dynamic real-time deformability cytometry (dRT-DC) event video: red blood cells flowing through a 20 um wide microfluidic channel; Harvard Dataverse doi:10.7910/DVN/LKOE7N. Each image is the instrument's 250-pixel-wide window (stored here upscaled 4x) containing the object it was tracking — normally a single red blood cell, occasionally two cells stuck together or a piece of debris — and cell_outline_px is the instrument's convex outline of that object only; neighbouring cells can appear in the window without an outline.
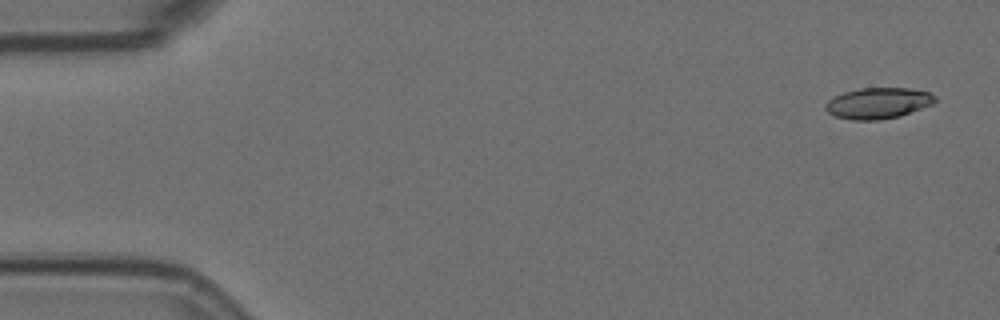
{"species": "Egyptian fruit bat (a non-hibernating species)", "species_latin": "Rousettus aegyptiacus", "temperature_condition": "room temperature", "stored_images_in_passage": 4, "camera_frame_rate_fps": 3000, "um_per_image_px": 0.085, "animal": {"sex": "female"}, "frame": {"image": 1, "passage_image": 1, "time_ms": 0.0, "image_size_px": [1000, 320], "cell_outline_px": [[936, 100], [932, 104], [900, 116], [880, 120], [852, 120], [836, 116], [828, 112], [824, 108], [824, 104], [828, 100], [844, 92], [860, 88], [908, 88], [928, 92], [936, 96]], "centroid_in_image_um": [74.63, 8.77], "position_along_channel_um": 10.4, "area_um2": 19.71}}